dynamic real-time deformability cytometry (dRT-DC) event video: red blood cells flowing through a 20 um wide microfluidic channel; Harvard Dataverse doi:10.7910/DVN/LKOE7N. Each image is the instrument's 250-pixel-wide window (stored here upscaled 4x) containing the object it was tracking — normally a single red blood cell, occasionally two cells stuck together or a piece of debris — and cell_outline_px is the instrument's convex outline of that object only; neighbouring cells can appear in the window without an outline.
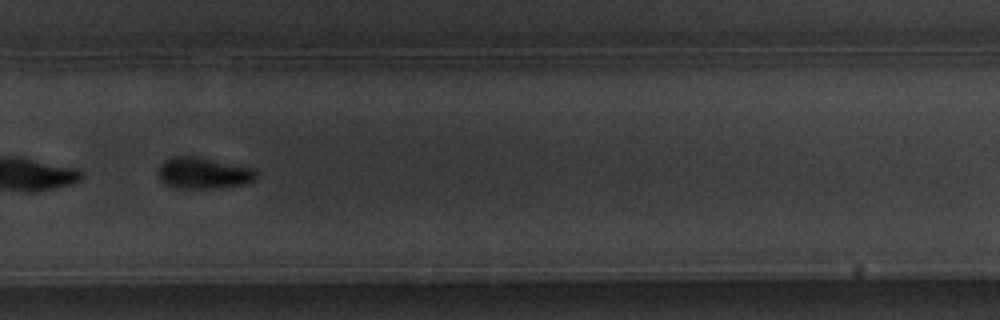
{"species": "common noctule bat (a hibernating species)", "species_latin": "Nyctalus noctula", "temperature_condition": "warm", "stored_images_in_passage": 40, "camera_frame_rate_fps": 3000, "um_per_image_px": 0.085, "animal": {"sex": "male", "body_mass_g": 20.1, "forearm_length_mm": 53.5}, "frame": {"image": 1, "passage_image": 23, "time_ms": 7.333, "image_size_px": [1000, 320], "cell_outline_px": [[256, 176], [252, 180], [244, 184], [220, 188], [180, 188], [164, 184], [160, 180], [156, 172], [160, 164], [164, 160], [172, 156], [196, 156], [252, 168], [256, 172]], "centroid_in_image_um": [17.21, 14.71], "position_along_channel_um": 312.6, "area_um2": 17.92}}
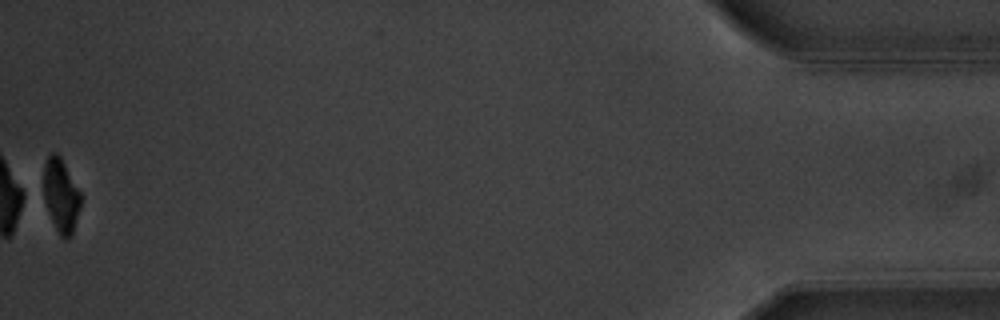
{"frame": {"image": 2, "passage_image": 40, "time_ms": 13.0, "image_size_px": [1000, 320], "cell_outline_px": [[80, 208], [72, 236], [68, 240], [64, 240], [60, 236], [36, 196], [36, 192], [44, 164], [48, 156], [52, 152], [56, 152], [60, 156], [80, 192]], "centroid_in_image_um": [5.02, 16.64], "position_along_channel_um": 430.2, "area_um2": 17.63}, "authors_computed_cell_mechanics": {"area_um2": 18.0047, "velocity_mm_per_s": 3.5833, "shape_relaxation_time_tau1_ms": 2.3935, "shape_relaxation_time_tau2_ms": null, "deformation_change_tau1": 0.1346, "deformation_change_tau2": null}}